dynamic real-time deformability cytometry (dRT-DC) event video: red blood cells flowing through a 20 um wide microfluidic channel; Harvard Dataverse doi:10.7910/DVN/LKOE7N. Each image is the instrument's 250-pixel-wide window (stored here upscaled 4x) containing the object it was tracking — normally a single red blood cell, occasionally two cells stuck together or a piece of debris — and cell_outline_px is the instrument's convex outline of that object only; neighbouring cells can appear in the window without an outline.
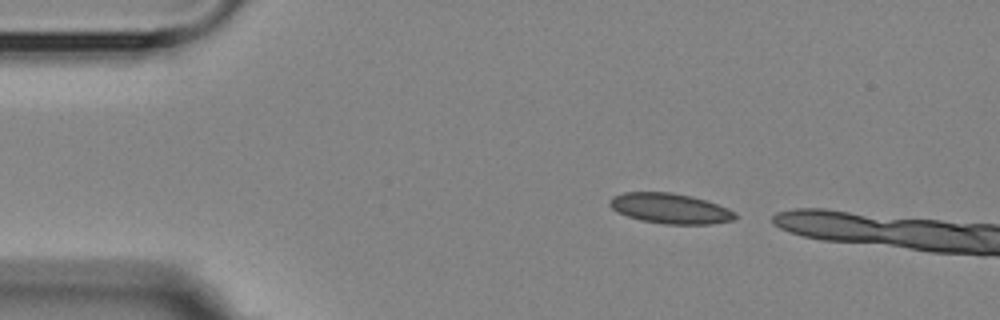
{"species": "Egyptian fruit bat (a non-hibernating species)", "species_latin": "Rousettus aegyptiacus", "temperature_condition": "room temperature", "stored_images_in_passage": 2, "camera_frame_rate_fps": 3000, "um_per_image_px": 0.085, "animal": {"sex": "female"}, "frame": {"image": 1, "passage_image": 1, "time_ms": 0.0, "image_size_px": [1000, 320], "cell_outline_px": [[736, 216], [732, 220], [708, 224], [664, 224], [640, 220], [616, 212], [608, 204], [608, 200], [612, 196], [624, 192], [672, 192], [692, 196], [716, 204], [736, 212]], "centroid_in_image_um": [56.9, 17.71], "position_along_channel_um": 28.1, "area_um2": 22.08}}